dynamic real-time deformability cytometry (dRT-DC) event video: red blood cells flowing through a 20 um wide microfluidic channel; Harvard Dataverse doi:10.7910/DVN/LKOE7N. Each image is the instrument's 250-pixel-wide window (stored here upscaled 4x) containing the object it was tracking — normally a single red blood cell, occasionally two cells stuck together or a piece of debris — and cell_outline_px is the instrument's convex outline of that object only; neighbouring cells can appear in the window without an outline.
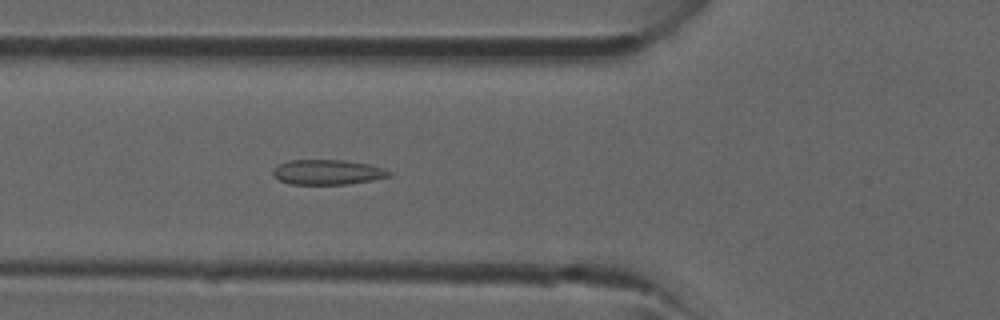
{"species": "common noctule bat (a hibernating species)", "species_latin": "Nyctalus noctula", "temperature_condition": "room temperature", "stored_images_in_passage": 33, "camera_frame_rate_fps": 3000, "um_per_image_px": 0.085, "animal": {"sex": "male", "forearm_length_mm": 52.5}, "frame": {"image": 1, "passage_image": 7, "time_ms": 2.0, "image_size_px": [1000, 320], "cell_outline_px": [[392, 176], [348, 184], [292, 184], [280, 180], [272, 176], [272, 168], [288, 160], [344, 160], [368, 164], [384, 168], [392, 172]], "centroid_in_image_um": [27.83, 14.63], "position_along_channel_um": 98.0, "area_um2": 16.94}}
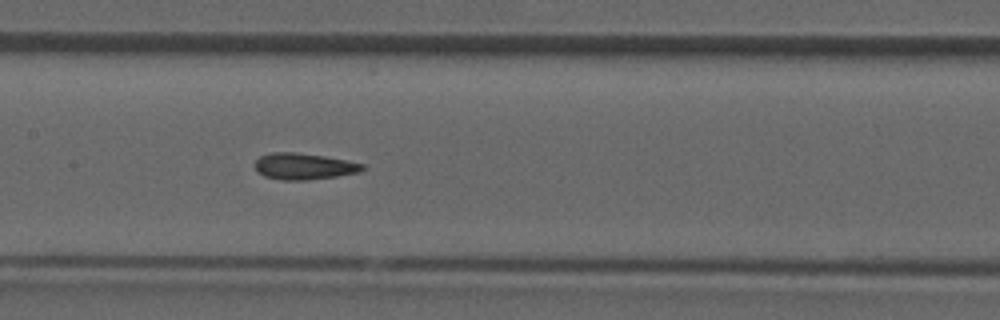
{"frame": {"image": 2, "passage_image": 12, "time_ms": 3.667, "image_size_px": [1000, 320], "cell_outline_px": [[364, 168], [360, 172], [336, 176], [308, 180], [280, 180], [264, 176], [256, 168], [256, 160], [260, 156], [272, 152], [296, 152], [324, 156], [364, 164]], "centroid_in_image_um": [25.82, 14.14], "position_along_channel_um": 181.6, "area_um2": 16.36}}
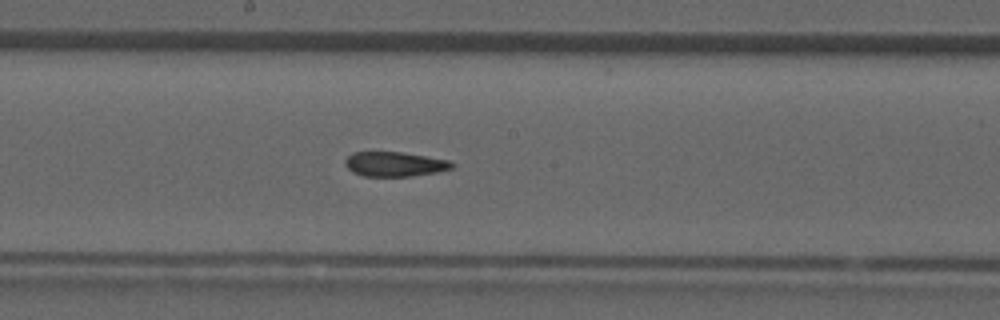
{"frame": {"image": 3, "passage_image": 14, "time_ms": 4.333, "image_size_px": [1000, 320], "cell_outline_px": [[456, 164], [452, 168], [436, 172], [412, 176], [364, 176], [352, 172], [344, 164], [344, 160], [352, 152], [400, 152], [452, 160]], "centroid_in_image_um": [33.56, 13.95], "position_along_channel_um": 214.6, "area_um2": 15.43}}